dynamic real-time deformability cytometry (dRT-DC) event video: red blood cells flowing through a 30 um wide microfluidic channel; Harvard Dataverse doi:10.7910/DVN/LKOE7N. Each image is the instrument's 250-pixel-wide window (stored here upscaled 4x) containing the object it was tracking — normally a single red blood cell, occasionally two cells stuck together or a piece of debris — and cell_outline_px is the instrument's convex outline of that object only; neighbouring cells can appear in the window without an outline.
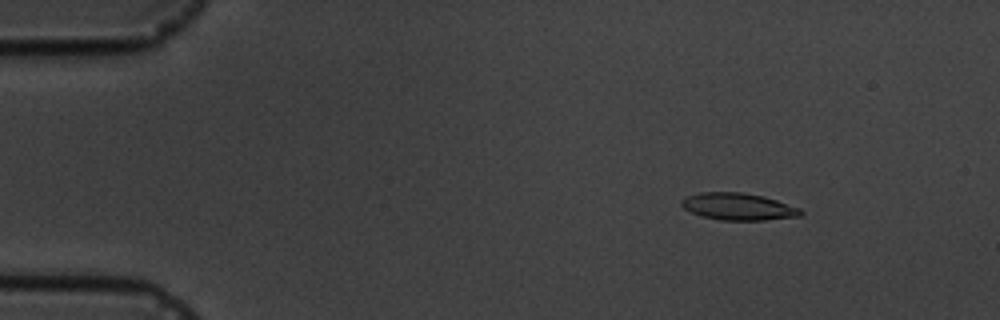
{"species": "common noctule bat (a hibernating species)", "species_latin": "Nyctalus noctula", "temperature_condition": "cold", "stored_images_in_passage": 11, "camera_frame_rate_fps": 3000, "um_per_image_px": 0.085, "animal": {"sex": "male", "body_mass_g": 19.5, "forearm_length_mm": 54.6}, "frame": {"image": 1, "passage_image": 2, "time_ms": 1.0, "image_size_px": [1000, 320], "cell_outline_px": [[804, 212], [800, 216], [764, 220], [720, 220], [700, 216], [684, 208], [680, 204], [680, 200], [688, 196], [700, 192], [744, 192], [764, 196], [800, 208]], "centroid_in_image_um": [62.74, 17.56], "position_along_channel_um": 22.3, "area_um2": 18.84}}
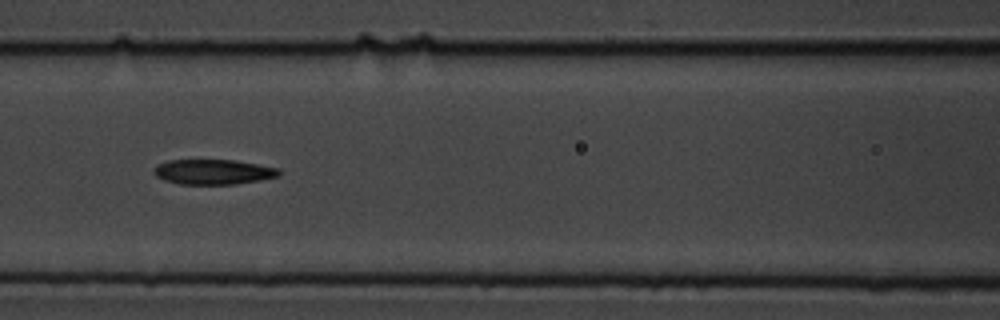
{"frame": {"image": 2, "passage_image": 7, "time_ms": 6.667, "image_size_px": [1000, 320], "cell_outline_px": [[280, 176], [260, 180], [236, 184], [180, 184], [164, 180], [156, 176], [152, 172], [152, 168], [156, 164], [168, 160], [232, 160], [280, 168]], "centroid_in_image_um": [18.09, 14.61], "position_along_channel_um": 148.5, "area_um2": 18.38}}
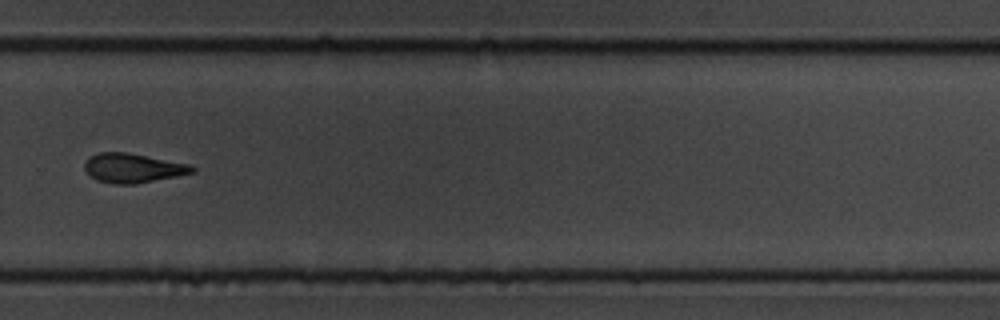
{"frame": {"image": 3, "passage_image": 11, "time_ms": 11.333, "image_size_px": [1000, 320], "cell_outline_px": [[196, 172], [176, 176], [132, 184], [112, 184], [96, 180], [88, 176], [84, 168], [84, 160], [88, 156], [96, 152], [128, 152], [188, 164], [196, 168]], "centroid_in_image_um": [11.21, 14.27], "position_along_channel_um": 318.6, "area_um2": 18.55}}